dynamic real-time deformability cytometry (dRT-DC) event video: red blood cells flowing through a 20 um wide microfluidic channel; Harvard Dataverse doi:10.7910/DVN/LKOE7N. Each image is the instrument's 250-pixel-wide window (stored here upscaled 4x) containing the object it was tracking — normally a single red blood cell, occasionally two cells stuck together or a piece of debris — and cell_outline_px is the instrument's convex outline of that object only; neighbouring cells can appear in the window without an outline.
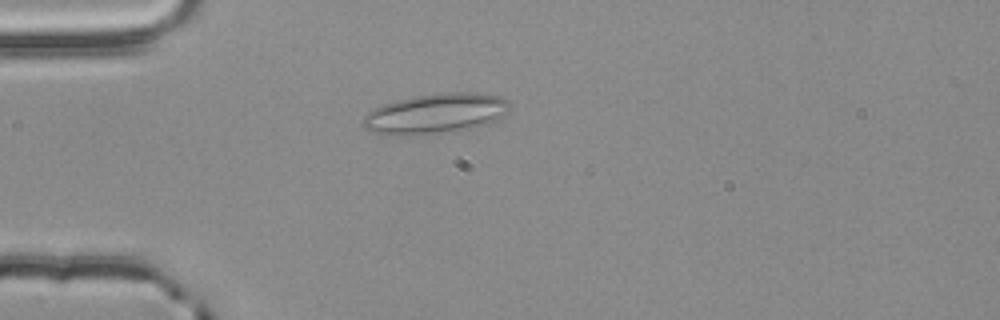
{"species": "common noctule bat (a hibernating species)", "species_latin": "Nyctalus noctula", "temperature_condition": "room temperature", "stored_images_in_passage": 47, "camera_frame_rate_fps": 3000, "um_per_image_px": 0.085, "animal": {"sex": "male", "body_mass_g": 20.4}, "frame": {"image": 1, "passage_image": 8, "time_ms": 2.333, "image_size_px": [1000, 320], "cell_outline_px": [[512, 108], [508, 112], [484, 124], [468, 128], [420, 136], [384, 136], [372, 132], [364, 128], [360, 124], [364, 116], [368, 112], [384, 104], [416, 96], [444, 92], [472, 92], [500, 96], [508, 100]], "centroid_in_image_um": [36.96, 9.67], "position_along_channel_um": 48.0, "area_um2": 34.45}}
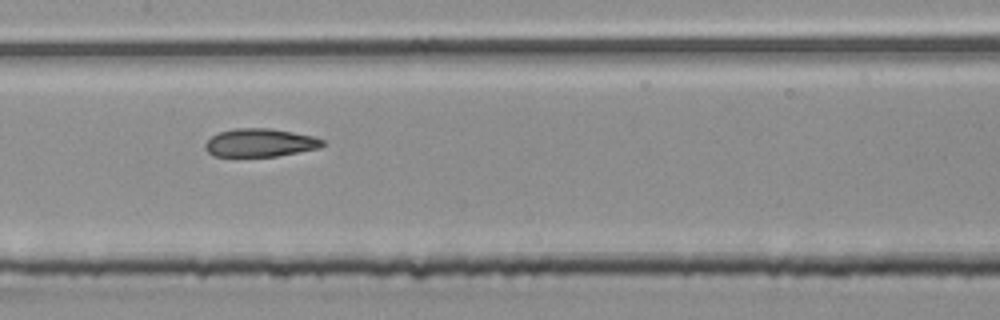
{"frame": {"image": 2, "passage_image": 20, "time_ms": 6.333, "image_size_px": [1000, 320], "cell_outline_px": [[324, 144], [320, 148], [276, 156], [212, 156], [204, 148], [204, 144], [212, 136], [220, 132], [236, 128], [272, 128], [312, 136], [324, 140]], "centroid_in_image_um": [22.09, 12.13], "position_along_channel_um": 185.3, "area_um2": 19.19}}
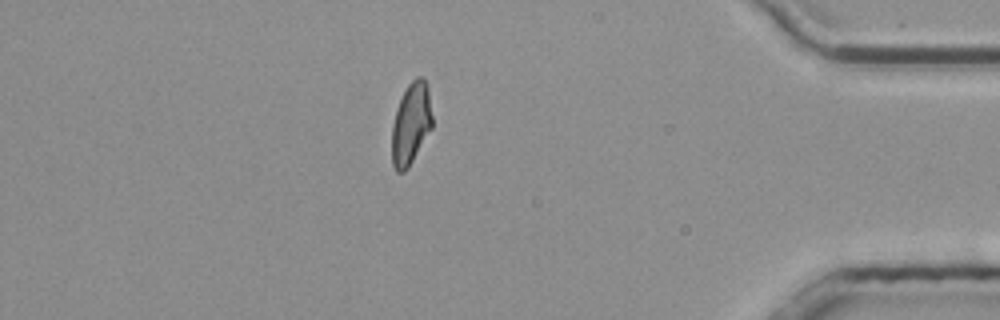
{"frame": {"image": 3, "passage_image": 40, "time_ms": 13.0, "image_size_px": [1000, 320], "cell_outline_px": [[432, 128], [408, 168], [404, 172], [396, 172], [392, 164], [392, 124], [396, 108], [408, 84], [416, 76], [424, 76], [428, 88], [432, 116]], "centroid_in_image_um": [34.93, 10.51], "position_along_channel_um": 400.3, "area_um2": 19.36}}